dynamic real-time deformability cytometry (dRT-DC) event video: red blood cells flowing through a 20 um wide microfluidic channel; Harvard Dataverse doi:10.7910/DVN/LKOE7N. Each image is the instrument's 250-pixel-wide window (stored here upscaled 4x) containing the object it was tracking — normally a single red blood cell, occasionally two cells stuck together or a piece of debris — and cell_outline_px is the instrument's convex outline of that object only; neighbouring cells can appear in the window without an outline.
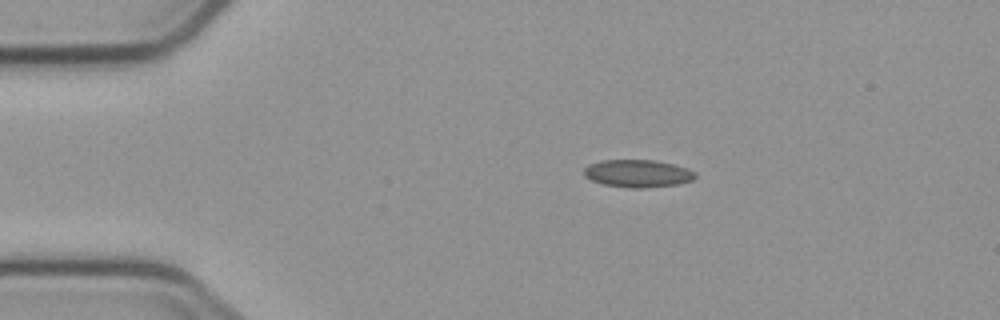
{"species": "common noctule bat (a hibernating species)", "species_latin": "Nyctalus noctula", "temperature_condition": "cold", "stored_images_in_passage": 4, "camera_frame_rate_fps": 3000, "um_per_image_px": 0.085, "animal": {"sex": "male", "body_mass_g": 23.1, "forearm_length_mm": 52.7}, "frame": {"image": 1, "passage_image": 3, "time_ms": 2.333, "image_size_px": [1000, 320], "cell_outline_px": [[696, 176], [692, 180], [680, 184], [644, 188], [628, 188], [604, 184], [592, 180], [584, 176], [584, 168], [588, 164], [604, 160], [652, 160], [672, 164], [688, 168], [696, 172]], "centroid_in_image_um": [54.22, 14.75], "position_along_channel_um": 30.8, "area_um2": 17.92}}